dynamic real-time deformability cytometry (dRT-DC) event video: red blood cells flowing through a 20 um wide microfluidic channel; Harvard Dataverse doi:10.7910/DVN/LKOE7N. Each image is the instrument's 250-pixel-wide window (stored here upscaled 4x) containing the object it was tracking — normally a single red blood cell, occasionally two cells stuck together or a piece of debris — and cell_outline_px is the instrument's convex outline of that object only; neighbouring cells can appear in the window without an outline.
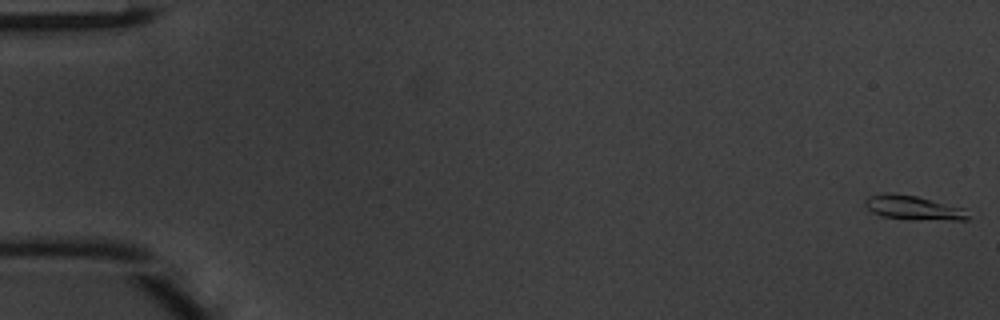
{"species": "common noctule bat (a hibernating species)", "species_latin": "Nyctalus noctula", "temperature_condition": "warm", "stored_images_in_passage": 10, "camera_frame_rate_fps": 3000, "um_per_image_px": 0.085, "animal": {"sex": "male", "body_mass_g": 20.1, "forearm_length_mm": 53.5}, "frame": {"image": 1, "passage_image": 1, "time_ms": 0.0, "image_size_px": [1000, 320], "cell_outline_px": [[972, 216], [968, 220], [908, 220], [880, 216], [872, 212], [864, 204], [864, 200], [868, 196], [888, 192], [892, 192], [916, 196], [964, 208]], "centroid_in_image_um": [77.64, 17.67], "position_along_channel_um": 7.4, "area_um2": 14.91}}